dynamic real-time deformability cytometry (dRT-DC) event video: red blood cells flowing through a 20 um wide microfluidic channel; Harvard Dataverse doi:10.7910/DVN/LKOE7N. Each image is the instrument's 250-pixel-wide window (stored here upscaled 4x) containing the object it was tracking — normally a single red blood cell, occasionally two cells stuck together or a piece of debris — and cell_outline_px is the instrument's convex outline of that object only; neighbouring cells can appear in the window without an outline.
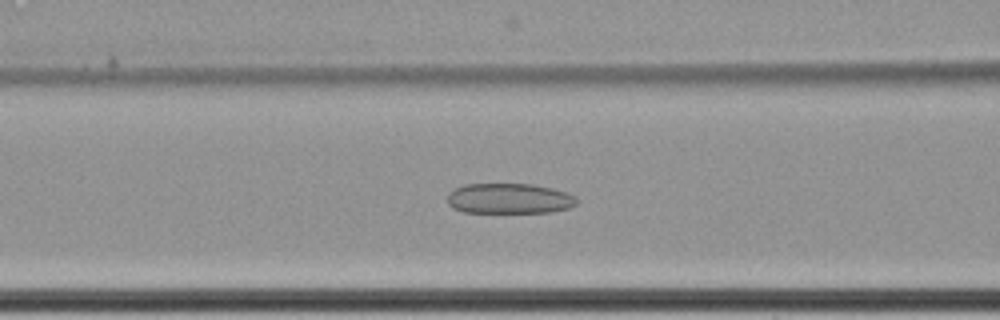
{"species": "common noctule bat (a hibernating species)", "species_latin": "Nyctalus noctula", "temperature_condition": "cold", "stored_images_in_passage": 63, "camera_frame_rate_fps": 3000, "um_per_image_px": 0.085, "animal": {"sex": "female", "body_mass_g": 22.7, "forearm_length_mm": 54.2}, "frame": {"image": 1, "passage_image": 28, "time_ms": 9.0, "image_size_px": [1000, 320], "cell_outline_px": [[576, 204], [568, 208], [548, 212], [464, 212], [452, 208], [448, 204], [448, 196], [456, 188], [464, 184], [532, 184], [552, 188], [576, 196]], "centroid_in_image_um": [43.28, 16.87], "position_along_channel_um": 123.3, "area_um2": 22.66}}
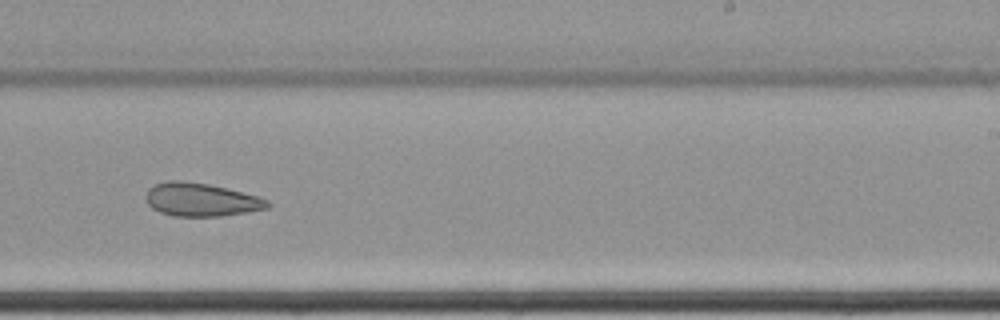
{"frame": {"image": 2, "passage_image": 41, "time_ms": 13.333, "image_size_px": [1000, 320], "cell_outline_px": [[272, 204], [268, 208], [248, 212], [220, 216], [172, 216], [160, 212], [152, 208], [148, 204], [144, 196], [148, 188], [156, 184], [168, 180], [180, 180], [208, 184], [256, 196], [268, 200]], "centroid_in_image_um": [17.05, 16.98], "position_along_channel_um": 271.9, "area_um2": 23.52}}
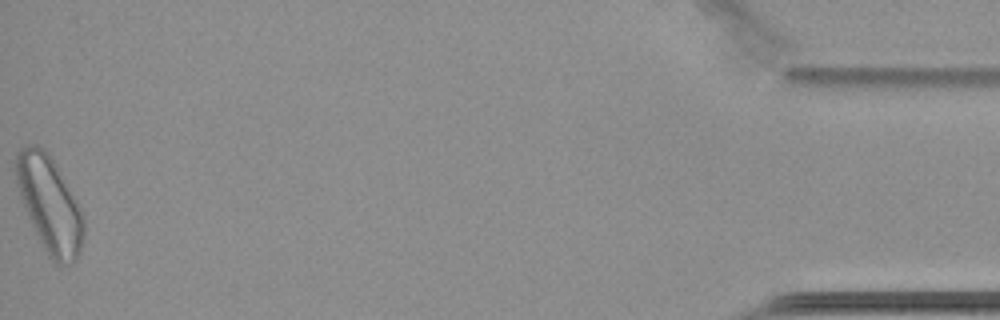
{"frame": {"image": 3, "passage_image": 63, "time_ms": 20.667, "image_size_px": [1000, 320], "cell_outline_px": [[84, 236], [80, 252], [72, 264], [56, 264], [48, 256], [28, 216], [20, 196], [16, 180], [16, 152], [20, 148], [28, 144], [36, 144], [44, 148], [48, 152], [56, 164], [76, 200], [84, 216]], "centroid_in_image_um": [4.22, 17.36], "position_along_channel_um": 431.0, "area_um2": 37.63}, "authors_computed_cell_mechanics": {"area_um2": 28.8422, "velocity_mm_per_s": 3.4301, "shape_relaxation_time_tau1_ms": null, "shape_relaxation_time_tau2_ms": 5.0164, "deformation_change_tau1": null, "deformation_change_tau2": 0.1182}}